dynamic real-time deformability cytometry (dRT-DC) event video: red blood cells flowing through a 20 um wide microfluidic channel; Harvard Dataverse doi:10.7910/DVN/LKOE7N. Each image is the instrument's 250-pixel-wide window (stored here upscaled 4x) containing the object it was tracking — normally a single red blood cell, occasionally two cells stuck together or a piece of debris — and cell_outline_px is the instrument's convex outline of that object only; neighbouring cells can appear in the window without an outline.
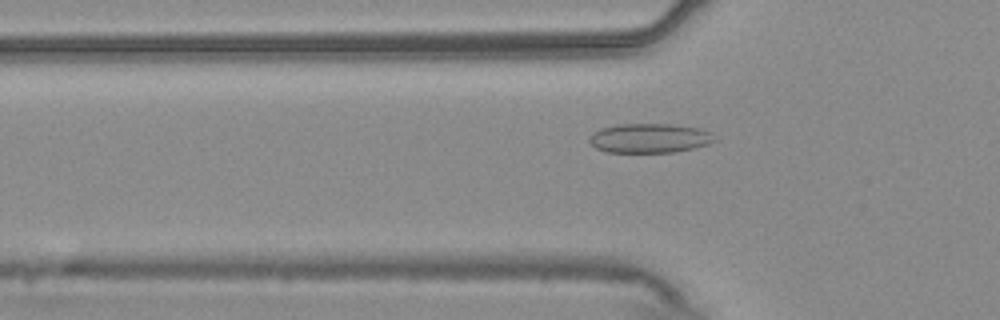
{"species": "common noctule bat (a hibernating species)", "species_latin": "Nyctalus noctula", "temperature_condition": "warm", "stored_images_in_passage": 54, "camera_frame_rate_fps": 3000, "um_per_image_px": 0.085, "animal": {"sex": "male", "body_mass_g": 20.4}, "frame": {"image": 1, "passage_image": 18, "time_ms": 5.667, "image_size_px": [1000, 320], "cell_outline_px": [[716, 140], [708, 144], [696, 148], [676, 152], [608, 152], [596, 148], [588, 140], [588, 136], [592, 132], [600, 128], [616, 124], [672, 124], [696, 128], [708, 132]], "centroid_in_image_um": [55.15, 11.74], "position_along_channel_um": 70.6, "area_um2": 21.44}}
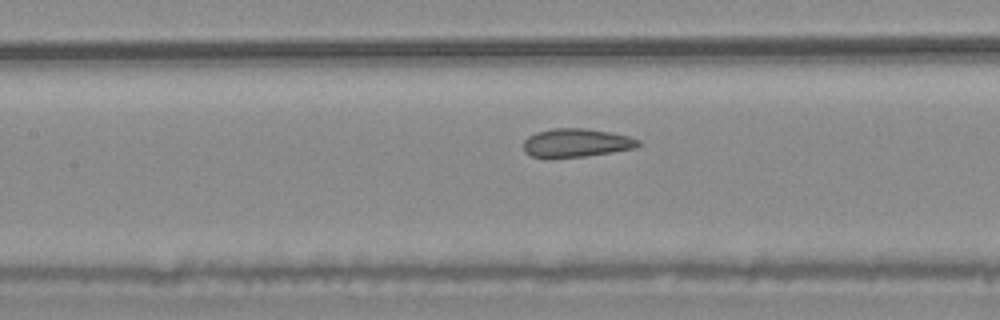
{"frame": {"image": 2, "passage_image": 25, "time_ms": 8.0, "image_size_px": [1000, 320], "cell_outline_px": [[644, 144], [636, 148], [612, 152], [584, 156], [548, 160], [532, 156], [524, 152], [524, 140], [528, 136], [536, 132], [552, 128], [584, 128], [608, 132], [628, 136], [640, 140]], "centroid_in_image_um": [48.96, 12.17], "position_along_channel_um": 158.4, "area_um2": 19.54}}
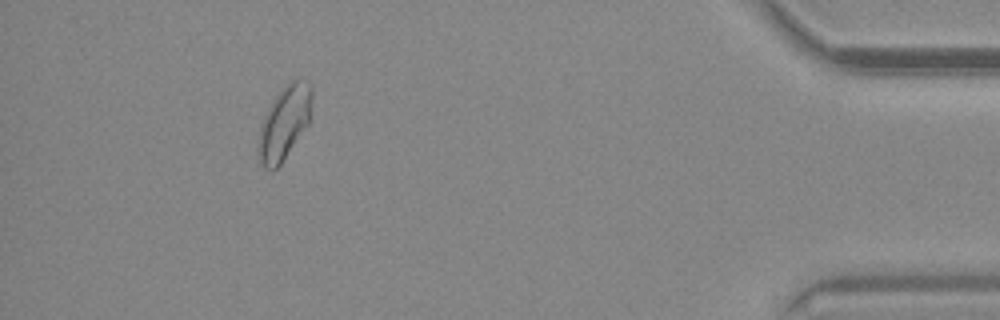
{"frame": {"image": 3, "passage_image": 50, "time_ms": 16.333, "image_size_px": [1000, 320], "cell_outline_px": [[312, 96], [308, 124], [280, 164], [272, 172], [264, 168], [260, 164], [256, 156], [256, 144], [260, 124], [268, 108], [284, 84], [292, 80], [296, 80], [312, 84]], "centroid_in_image_um": [24.1, 10.49], "position_along_channel_um": 411.1, "area_um2": 23.06}, "authors_computed_cell_mechanics": {"area_um2": 20.8947, "velocity_mm_per_s": 3.7328, "shape_relaxation_time_tau1_ms": null, "shape_relaxation_time_tau2_ms": 1.1367, "deformation_change_tau1": null, "deformation_change_tau2": 0.0549}}